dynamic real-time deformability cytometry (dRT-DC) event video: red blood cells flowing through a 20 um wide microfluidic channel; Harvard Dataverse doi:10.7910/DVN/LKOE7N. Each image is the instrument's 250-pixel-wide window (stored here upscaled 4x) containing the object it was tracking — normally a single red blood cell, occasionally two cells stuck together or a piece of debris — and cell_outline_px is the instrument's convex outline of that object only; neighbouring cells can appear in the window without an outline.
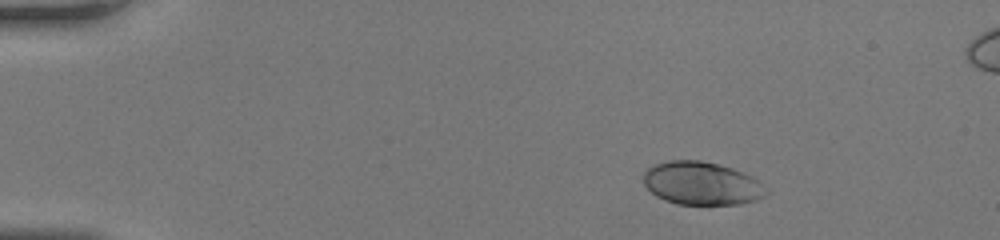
{"species": "human", "species_latin": "Homo sapiens", "temperature_condition": "room temperature", "stored_images_in_passage": 40, "camera_frame_rate_fps": 3000, "um_per_image_px": 0.085, "donor": {"sex": "female"}, "frame": {"image": 1, "passage_image": 1, "time_ms": 0.0, "image_size_px": [1000, 240], "cell_outline_px": [[768, 192], [764, 196], [756, 200], [740, 204], [676, 204], [664, 200], [656, 196], [644, 184], [644, 172], [648, 168], [656, 164], [668, 160], [700, 160], [720, 164], [744, 172], [752, 176], [768, 188]], "centroid_in_image_um": [59.67, 15.58], "position_along_channel_um": 25.3, "area_um2": 30.98}}
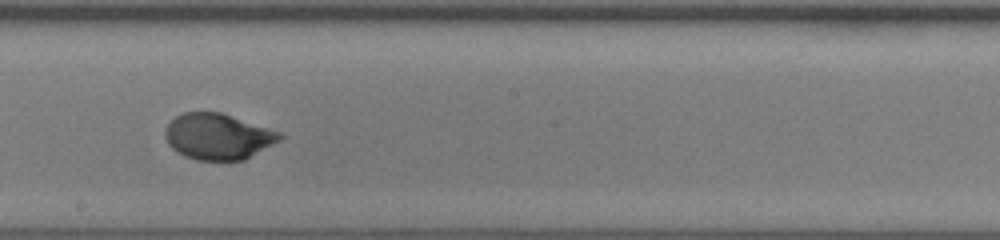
{"frame": {"image": 2, "passage_image": 21, "time_ms": 6.667, "image_size_px": [1000, 240], "cell_outline_px": [[284, 136], [280, 140], [244, 160], [196, 160], [184, 156], [176, 152], [168, 144], [164, 136], [164, 132], [168, 124], [176, 116], [184, 112], [220, 112], [280, 132]], "centroid_in_image_um": [18.49, 11.61], "position_along_channel_um": 229.7, "area_um2": 30.58}}
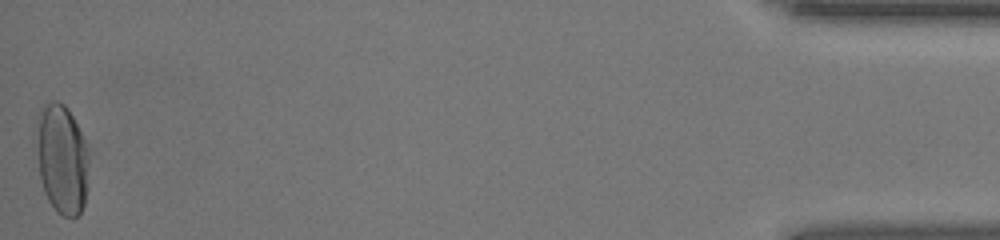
{"frame": {"image": 3, "passage_image": 40, "time_ms": 13.0, "image_size_px": [1000, 240], "cell_outline_px": [[88, 164], [84, 204], [80, 212], [72, 220], [56, 212], [48, 200], [44, 192], [40, 176], [36, 124], [36, 116], [40, 108], [44, 104], [52, 100], [56, 100], [64, 104], [68, 108], [88, 148]], "centroid_in_image_um": [5.25, 13.5], "position_along_channel_um": 429.9, "area_um2": 33.47}}